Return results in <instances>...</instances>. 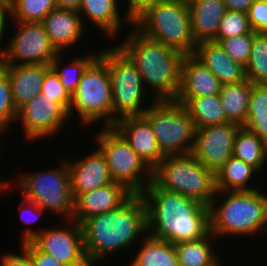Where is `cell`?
Returning <instances> with one entry per match:
<instances>
[{
  "label": "cell",
  "instance_id": "cell-1",
  "mask_svg": "<svg viewBox=\"0 0 267 266\" xmlns=\"http://www.w3.org/2000/svg\"><path fill=\"white\" fill-rule=\"evenodd\" d=\"M140 195L145 201L151 237L176 244L200 240L210 232L208 206L164 190L153 180Z\"/></svg>",
  "mask_w": 267,
  "mask_h": 266
},
{
  "label": "cell",
  "instance_id": "cell-2",
  "mask_svg": "<svg viewBox=\"0 0 267 266\" xmlns=\"http://www.w3.org/2000/svg\"><path fill=\"white\" fill-rule=\"evenodd\" d=\"M81 228L86 259L97 266L106 255L131 249L148 234L145 201L140 194H133L120 207L85 219Z\"/></svg>",
  "mask_w": 267,
  "mask_h": 266
},
{
  "label": "cell",
  "instance_id": "cell-3",
  "mask_svg": "<svg viewBox=\"0 0 267 266\" xmlns=\"http://www.w3.org/2000/svg\"><path fill=\"white\" fill-rule=\"evenodd\" d=\"M116 45L138 69L143 85L152 90L151 100H175L181 83V67L185 57L179 51L143 36L133 26Z\"/></svg>",
  "mask_w": 267,
  "mask_h": 266
},
{
  "label": "cell",
  "instance_id": "cell-4",
  "mask_svg": "<svg viewBox=\"0 0 267 266\" xmlns=\"http://www.w3.org/2000/svg\"><path fill=\"white\" fill-rule=\"evenodd\" d=\"M264 192L260 187L251 191H217L209 206L210 232L216 238L255 237L262 232L267 235V194Z\"/></svg>",
  "mask_w": 267,
  "mask_h": 266
},
{
  "label": "cell",
  "instance_id": "cell-5",
  "mask_svg": "<svg viewBox=\"0 0 267 266\" xmlns=\"http://www.w3.org/2000/svg\"><path fill=\"white\" fill-rule=\"evenodd\" d=\"M132 26L143 36L160 42L185 56L193 55V39L188 0H166L147 6Z\"/></svg>",
  "mask_w": 267,
  "mask_h": 266
},
{
  "label": "cell",
  "instance_id": "cell-6",
  "mask_svg": "<svg viewBox=\"0 0 267 266\" xmlns=\"http://www.w3.org/2000/svg\"><path fill=\"white\" fill-rule=\"evenodd\" d=\"M160 188L179 193L210 206L217 193L215 173L192 154L168 155L153 169V179Z\"/></svg>",
  "mask_w": 267,
  "mask_h": 266
},
{
  "label": "cell",
  "instance_id": "cell-7",
  "mask_svg": "<svg viewBox=\"0 0 267 266\" xmlns=\"http://www.w3.org/2000/svg\"><path fill=\"white\" fill-rule=\"evenodd\" d=\"M99 57L106 63L111 81L112 126L118 119L142 116L155 100L146 102L147 91L135 64L117 45L99 50Z\"/></svg>",
  "mask_w": 267,
  "mask_h": 266
},
{
  "label": "cell",
  "instance_id": "cell-8",
  "mask_svg": "<svg viewBox=\"0 0 267 266\" xmlns=\"http://www.w3.org/2000/svg\"><path fill=\"white\" fill-rule=\"evenodd\" d=\"M67 159L59 161V168L19 175L17 180L13 179V183L7 181V188L21 189L25 199L35 202L45 211L64 216L63 221L73 220L74 198Z\"/></svg>",
  "mask_w": 267,
  "mask_h": 266
},
{
  "label": "cell",
  "instance_id": "cell-9",
  "mask_svg": "<svg viewBox=\"0 0 267 266\" xmlns=\"http://www.w3.org/2000/svg\"><path fill=\"white\" fill-rule=\"evenodd\" d=\"M68 114L79 117L78 123L86 127L100 120H104V127H112L111 81L107 65L99 56L84 71L71 96Z\"/></svg>",
  "mask_w": 267,
  "mask_h": 266
},
{
  "label": "cell",
  "instance_id": "cell-10",
  "mask_svg": "<svg viewBox=\"0 0 267 266\" xmlns=\"http://www.w3.org/2000/svg\"><path fill=\"white\" fill-rule=\"evenodd\" d=\"M142 116L150 123L164 156L191 153L196 128L183 104L175 100L154 101Z\"/></svg>",
  "mask_w": 267,
  "mask_h": 266
},
{
  "label": "cell",
  "instance_id": "cell-11",
  "mask_svg": "<svg viewBox=\"0 0 267 266\" xmlns=\"http://www.w3.org/2000/svg\"><path fill=\"white\" fill-rule=\"evenodd\" d=\"M95 133L94 142L106 159L112 180L141 194L152 181L153 170L113 127H102Z\"/></svg>",
  "mask_w": 267,
  "mask_h": 266
},
{
  "label": "cell",
  "instance_id": "cell-12",
  "mask_svg": "<svg viewBox=\"0 0 267 266\" xmlns=\"http://www.w3.org/2000/svg\"><path fill=\"white\" fill-rule=\"evenodd\" d=\"M65 224L61 228H25L19 244L31 241L39 250L67 266H91L85 256L81 224L75 220H65Z\"/></svg>",
  "mask_w": 267,
  "mask_h": 266
},
{
  "label": "cell",
  "instance_id": "cell-13",
  "mask_svg": "<svg viewBox=\"0 0 267 266\" xmlns=\"http://www.w3.org/2000/svg\"><path fill=\"white\" fill-rule=\"evenodd\" d=\"M16 31L0 53V65L51 64L59 54L41 22L12 21Z\"/></svg>",
  "mask_w": 267,
  "mask_h": 266
},
{
  "label": "cell",
  "instance_id": "cell-14",
  "mask_svg": "<svg viewBox=\"0 0 267 266\" xmlns=\"http://www.w3.org/2000/svg\"><path fill=\"white\" fill-rule=\"evenodd\" d=\"M68 119V112L59 103L40 93L18 109L15 121L21 122L25 140L33 142L56 136Z\"/></svg>",
  "mask_w": 267,
  "mask_h": 266
},
{
  "label": "cell",
  "instance_id": "cell-15",
  "mask_svg": "<svg viewBox=\"0 0 267 266\" xmlns=\"http://www.w3.org/2000/svg\"><path fill=\"white\" fill-rule=\"evenodd\" d=\"M240 127L228 122L196 128L191 153L207 169L216 173L232 157L234 140Z\"/></svg>",
  "mask_w": 267,
  "mask_h": 266
},
{
  "label": "cell",
  "instance_id": "cell-16",
  "mask_svg": "<svg viewBox=\"0 0 267 266\" xmlns=\"http://www.w3.org/2000/svg\"><path fill=\"white\" fill-rule=\"evenodd\" d=\"M133 194L118 182L79 194L74 199L73 220L81 224L89 217L112 211L124 204Z\"/></svg>",
  "mask_w": 267,
  "mask_h": 266
},
{
  "label": "cell",
  "instance_id": "cell-17",
  "mask_svg": "<svg viewBox=\"0 0 267 266\" xmlns=\"http://www.w3.org/2000/svg\"><path fill=\"white\" fill-rule=\"evenodd\" d=\"M112 127L152 170L165 157L158 147L150 123L143 116L118 119Z\"/></svg>",
  "mask_w": 267,
  "mask_h": 266
},
{
  "label": "cell",
  "instance_id": "cell-18",
  "mask_svg": "<svg viewBox=\"0 0 267 266\" xmlns=\"http://www.w3.org/2000/svg\"><path fill=\"white\" fill-rule=\"evenodd\" d=\"M77 159L73 162L67 160L74 199L79 194L114 182L110 176L106 159L98 148L91 151L89 155L85 154L84 157Z\"/></svg>",
  "mask_w": 267,
  "mask_h": 266
},
{
  "label": "cell",
  "instance_id": "cell-19",
  "mask_svg": "<svg viewBox=\"0 0 267 266\" xmlns=\"http://www.w3.org/2000/svg\"><path fill=\"white\" fill-rule=\"evenodd\" d=\"M223 84L193 55L185 56L176 102L185 105L193 97L219 94Z\"/></svg>",
  "mask_w": 267,
  "mask_h": 266
},
{
  "label": "cell",
  "instance_id": "cell-20",
  "mask_svg": "<svg viewBox=\"0 0 267 266\" xmlns=\"http://www.w3.org/2000/svg\"><path fill=\"white\" fill-rule=\"evenodd\" d=\"M41 23L59 53L73 48L74 44L81 40V36L86 34L81 15L77 10L56 8Z\"/></svg>",
  "mask_w": 267,
  "mask_h": 266
},
{
  "label": "cell",
  "instance_id": "cell-21",
  "mask_svg": "<svg viewBox=\"0 0 267 266\" xmlns=\"http://www.w3.org/2000/svg\"><path fill=\"white\" fill-rule=\"evenodd\" d=\"M118 6V0H82L78 12L84 26H86L83 19L85 16L84 18H87L90 24L92 23L91 27L97 26V29L107 36L106 38L113 41L114 37H119V31H122L124 24L128 23L132 26V19L126 14L121 18L120 11H124Z\"/></svg>",
  "mask_w": 267,
  "mask_h": 266
},
{
  "label": "cell",
  "instance_id": "cell-22",
  "mask_svg": "<svg viewBox=\"0 0 267 266\" xmlns=\"http://www.w3.org/2000/svg\"><path fill=\"white\" fill-rule=\"evenodd\" d=\"M193 56L207 67L223 85L247 79L245 67L232 60L218 42L198 43Z\"/></svg>",
  "mask_w": 267,
  "mask_h": 266
},
{
  "label": "cell",
  "instance_id": "cell-23",
  "mask_svg": "<svg viewBox=\"0 0 267 266\" xmlns=\"http://www.w3.org/2000/svg\"><path fill=\"white\" fill-rule=\"evenodd\" d=\"M8 74L12 99L17 110L41 93L49 64L0 65Z\"/></svg>",
  "mask_w": 267,
  "mask_h": 266
},
{
  "label": "cell",
  "instance_id": "cell-24",
  "mask_svg": "<svg viewBox=\"0 0 267 266\" xmlns=\"http://www.w3.org/2000/svg\"><path fill=\"white\" fill-rule=\"evenodd\" d=\"M188 3L195 43L214 41L227 12L223 0H188Z\"/></svg>",
  "mask_w": 267,
  "mask_h": 266
},
{
  "label": "cell",
  "instance_id": "cell-25",
  "mask_svg": "<svg viewBox=\"0 0 267 266\" xmlns=\"http://www.w3.org/2000/svg\"><path fill=\"white\" fill-rule=\"evenodd\" d=\"M214 238L218 239L209 232L200 240L182 241L174 244L179 266H222L221 258L214 250L217 248Z\"/></svg>",
  "mask_w": 267,
  "mask_h": 266
},
{
  "label": "cell",
  "instance_id": "cell-26",
  "mask_svg": "<svg viewBox=\"0 0 267 266\" xmlns=\"http://www.w3.org/2000/svg\"><path fill=\"white\" fill-rule=\"evenodd\" d=\"M252 83L243 80L224 84L219 92L221 106L230 123L244 126L247 118Z\"/></svg>",
  "mask_w": 267,
  "mask_h": 266
},
{
  "label": "cell",
  "instance_id": "cell-27",
  "mask_svg": "<svg viewBox=\"0 0 267 266\" xmlns=\"http://www.w3.org/2000/svg\"><path fill=\"white\" fill-rule=\"evenodd\" d=\"M259 172L241 159H230L215 173L217 191H251L258 189L250 185L253 176Z\"/></svg>",
  "mask_w": 267,
  "mask_h": 266
},
{
  "label": "cell",
  "instance_id": "cell-28",
  "mask_svg": "<svg viewBox=\"0 0 267 266\" xmlns=\"http://www.w3.org/2000/svg\"><path fill=\"white\" fill-rule=\"evenodd\" d=\"M129 266H179L174 244L146 235Z\"/></svg>",
  "mask_w": 267,
  "mask_h": 266
},
{
  "label": "cell",
  "instance_id": "cell-29",
  "mask_svg": "<svg viewBox=\"0 0 267 266\" xmlns=\"http://www.w3.org/2000/svg\"><path fill=\"white\" fill-rule=\"evenodd\" d=\"M232 156L261 172L265 170L264 166L267 163V143L254 132L241 126L234 140Z\"/></svg>",
  "mask_w": 267,
  "mask_h": 266
},
{
  "label": "cell",
  "instance_id": "cell-30",
  "mask_svg": "<svg viewBox=\"0 0 267 266\" xmlns=\"http://www.w3.org/2000/svg\"><path fill=\"white\" fill-rule=\"evenodd\" d=\"M184 106L195 128L228 123L219 94L193 97Z\"/></svg>",
  "mask_w": 267,
  "mask_h": 266
},
{
  "label": "cell",
  "instance_id": "cell-31",
  "mask_svg": "<svg viewBox=\"0 0 267 266\" xmlns=\"http://www.w3.org/2000/svg\"><path fill=\"white\" fill-rule=\"evenodd\" d=\"M93 53L94 54H87L85 57L79 55V57H73L72 60L71 58L70 60L66 59V61H69L67 64L64 63L65 54L59 53L51 61L50 67L58 75L64 89L70 96L75 93L84 71L99 56V51H97V53L93 51Z\"/></svg>",
  "mask_w": 267,
  "mask_h": 266
},
{
  "label": "cell",
  "instance_id": "cell-32",
  "mask_svg": "<svg viewBox=\"0 0 267 266\" xmlns=\"http://www.w3.org/2000/svg\"><path fill=\"white\" fill-rule=\"evenodd\" d=\"M245 128L267 143V84H253Z\"/></svg>",
  "mask_w": 267,
  "mask_h": 266
},
{
  "label": "cell",
  "instance_id": "cell-33",
  "mask_svg": "<svg viewBox=\"0 0 267 266\" xmlns=\"http://www.w3.org/2000/svg\"><path fill=\"white\" fill-rule=\"evenodd\" d=\"M245 73L251 83L267 84V33L253 32Z\"/></svg>",
  "mask_w": 267,
  "mask_h": 266
},
{
  "label": "cell",
  "instance_id": "cell-34",
  "mask_svg": "<svg viewBox=\"0 0 267 266\" xmlns=\"http://www.w3.org/2000/svg\"><path fill=\"white\" fill-rule=\"evenodd\" d=\"M55 0H10L11 21L42 22L54 9Z\"/></svg>",
  "mask_w": 267,
  "mask_h": 266
},
{
  "label": "cell",
  "instance_id": "cell-35",
  "mask_svg": "<svg viewBox=\"0 0 267 266\" xmlns=\"http://www.w3.org/2000/svg\"><path fill=\"white\" fill-rule=\"evenodd\" d=\"M17 111L12 99L11 84L8 74L0 66V133L2 135L7 132V128H9L13 122H16Z\"/></svg>",
  "mask_w": 267,
  "mask_h": 266
},
{
  "label": "cell",
  "instance_id": "cell-36",
  "mask_svg": "<svg viewBox=\"0 0 267 266\" xmlns=\"http://www.w3.org/2000/svg\"><path fill=\"white\" fill-rule=\"evenodd\" d=\"M214 41L221 45L232 60L242 64L244 67L247 65L251 52L253 32Z\"/></svg>",
  "mask_w": 267,
  "mask_h": 266
},
{
  "label": "cell",
  "instance_id": "cell-37",
  "mask_svg": "<svg viewBox=\"0 0 267 266\" xmlns=\"http://www.w3.org/2000/svg\"><path fill=\"white\" fill-rule=\"evenodd\" d=\"M254 32L247 14L236 11L227 10L221 19L217 37L215 40L223 38L243 35L245 33Z\"/></svg>",
  "mask_w": 267,
  "mask_h": 266
},
{
  "label": "cell",
  "instance_id": "cell-38",
  "mask_svg": "<svg viewBox=\"0 0 267 266\" xmlns=\"http://www.w3.org/2000/svg\"><path fill=\"white\" fill-rule=\"evenodd\" d=\"M41 93L59 103L69 113L71 96L64 89L60 78L52 68L44 76Z\"/></svg>",
  "mask_w": 267,
  "mask_h": 266
},
{
  "label": "cell",
  "instance_id": "cell-39",
  "mask_svg": "<svg viewBox=\"0 0 267 266\" xmlns=\"http://www.w3.org/2000/svg\"><path fill=\"white\" fill-rule=\"evenodd\" d=\"M247 16L254 32L267 33V0H255Z\"/></svg>",
  "mask_w": 267,
  "mask_h": 266
},
{
  "label": "cell",
  "instance_id": "cell-40",
  "mask_svg": "<svg viewBox=\"0 0 267 266\" xmlns=\"http://www.w3.org/2000/svg\"><path fill=\"white\" fill-rule=\"evenodd\" d=\"M20 245L28 252L32 266H67L60 263L52 255L39 250L31 241Z\"/></svg>",
  "mask_w": 267,
  "mask_h": 266
},
{
  "label": "cell",
  "instance_id": "cell-41",
  "mask_svg": "<svg viewBox=\"0 0 267 266\" xmlns=\"http://www.w3.org/2000/svg\"><path fill=\"white\" fill-rule=\"evenodd\" d=\"M22 202L19 204V216L20 221L23 222V224H27L28 226L32 225L36 220L38 221L39 218L42 217V213H46L45 210H43L41 207H39L35 202L29 201L23 197L21 199ZM27 213V214H26ZM30 213V214H28ZM24 215V216H23ZM30 215V217H29ZM26 216L28 218H26ZM33 217L32 219H30Z\"/></svg>",
  "mask_w": 267,
  "mask_h": 266
},
{
  "label": "cell",
  "instance_id": "cell-42",
  "mask_svg": "<svg viewBox=\"0 0 267 266\" xmlns=\"http://www.w3.org/2000/svg\"><path fill=\"white\" fill-rule=\"evenodd\" d=\"M20 253L6 252L0 256V266H32L28 252L21 246Z\"/></svg>",
  "mask_w": 267,
  "mask_h": 266
},
{
  "label": "cell",
  "instance_id": "cell-43",
  "mask_svg": "<svg viewBox=\"0 0 267 266\" xmlns=\"http://www.w3.org/2000/svg\"><path fill=\"white\" fill-rule=\"evenodd\" d=\"M10 17H11L10 0H0V44H1L0 45V53L4 49V47L2 46L3 45L2 43L4 41L3 39L6 36L5 33H8L7 29L9 28L8 24L10 26V23H7V22L9 21V19H11Z\"/></svg>",
  "mask_w": 267,
  "mask_h": 266
},
{
  "label": "cell",
  "instance_id": "cell-44",
  "mask_svg": "<svg viewBox=\"0 0 267 266\" xmlns=\"http://www.w3.org/2000/svg\"><path fill=\"white\" fill-rule=\"evenodd\" d=\"M163 1L166 0H128V5H126L128 8L126 9L124 14H126L129 18L133 20L147 6Z\"/></svg>",
  "mask_w": 267,
  "mask_h": 266
},
{
  "label": "cell",
  "instance_id": "cell-45",
  "mask_svg": "<svg viewBox=\"0 0 267 266\" xmlns=\"http://www.w3.org/2000/svg\"><path fill=\"white\" fill-rule=\"evenodd\" d=\"M255 0H223L227 10L247 14Z\"/></svg>",
  "mask_w": 267,
  "mask_h": 266
},
{
  "label": "cell",
  "instance_id": "cell-46",
  "mask_svg": "<svg viewBox=\"0 0 267 266\" xmlns=\"http://www.w3.org/2000/svg\"><path fill=\"white\" fill-rule=\"evenodd\" d=\"M56 7L60 9L79 10L82 0H55Z\"/></svg>",
  "mask_w": 267,
  "mask_h": 266
},
{
  "label": "cell",
  "instance_id": "cell-47",
  "mask_svg": "<svg viewBox=\"0 0 267 266\" xmlns=\"http://www.w3.org/2000/svg\"><path fill=\"white\" fill-rule=\"evenodd\" d=\"M7 192V182L4 183V180H0V194Z\"/></svg>",
  "mask_w": 267,
  "mask_h": 266
}]
</instances>
